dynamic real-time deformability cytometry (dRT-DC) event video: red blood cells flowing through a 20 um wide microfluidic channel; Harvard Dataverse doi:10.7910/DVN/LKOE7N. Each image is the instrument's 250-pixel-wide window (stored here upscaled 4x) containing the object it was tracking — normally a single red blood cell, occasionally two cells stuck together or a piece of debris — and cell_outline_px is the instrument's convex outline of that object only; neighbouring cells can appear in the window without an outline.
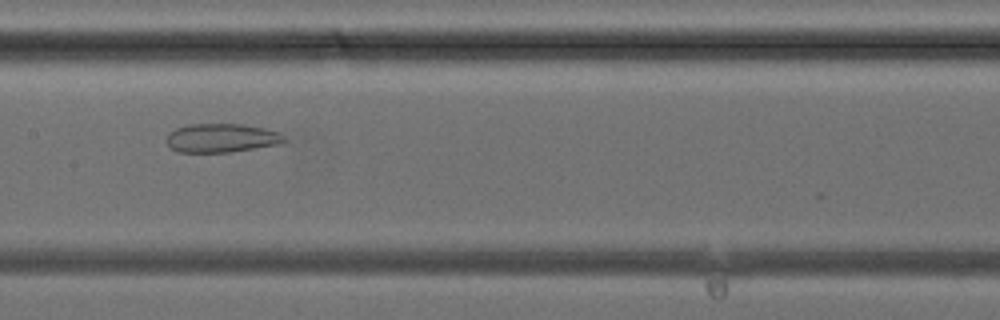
{"species": "common noctule bat (a hibernating species)", "species_latin": "Nyctalus noctula", "temperature_condition": "cold", "stored_images_in_passage": 29, "camera_frame_rate_fps": 3000, "um_per_image_px": 0.085, "animal": {"sex": "female", "body_mass_g": 24.6, "forearm_length_mm": 56.2}, "frame": {"image": 1, "passage_image": 9, "time_ms": 2.667, "image_size_px": [1000, 320], "cell_outline_px": [[288, 140], [284, 144], [228, 152], [176, 152], [168, 144], [168, 136], [176, 128], [188, 124], [244, 124], [264, 128], [280, 132]], "centroid_in_image_um": [18.92, 11.73], "position_along_channel_um": 188.5, "area_um2": 19.83}}
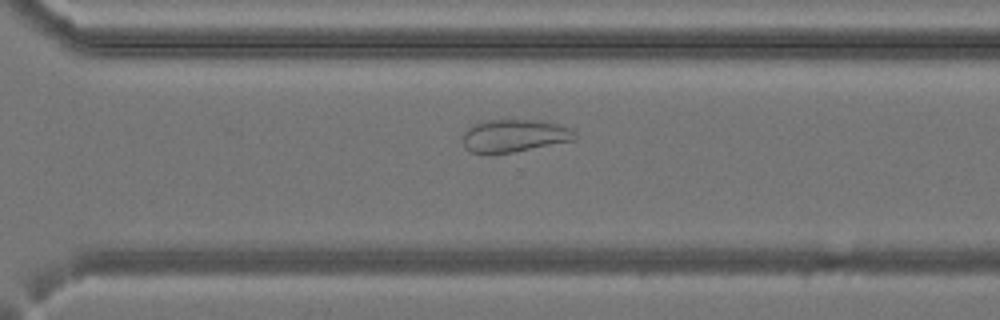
{"frame": {"image": 2, "passage_image": 17, "time_ms": 5.333, "image_size_px": [1000, 320], "cell_outline_px": [[576, 140], [512, 152], [472, 152], [464, 148], [464, 132], [468, 128], [476, 124], [488, 120], [540, 120], [560, 124], [576, 132]], "centroid_in_image_um": [43.77, 11.52], "position_along_channel_um": 326.8, "area_um2": 20.98}}
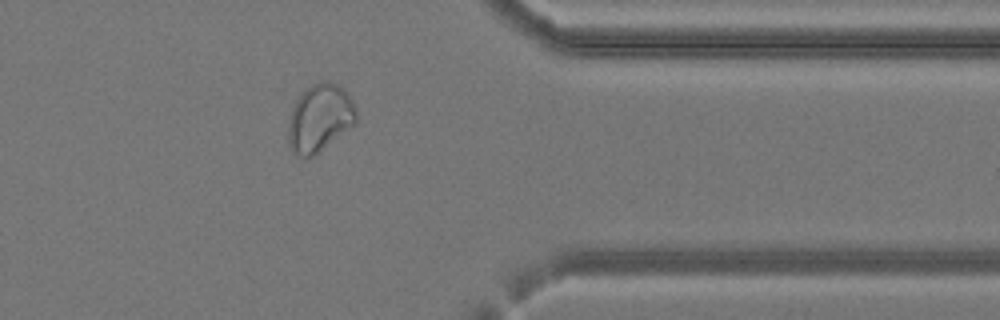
{"frame": {"image": 3, "passage_image": 21, "time_ms": 6.667, "image_size_px": [1000, 320], "cell_outline_px": [[356, 124], [308, 160], [292, 152], [288, 144], [288, 120], [292, 108], [296, 100], [312, 84], [320, 80], [328, 80], [344, 88], [348, 92], [356, 108]], "centroid_in_image_um": [27.18, 10.04], "position_along_channel_um": 384.2, "area_um2": 27.17}}